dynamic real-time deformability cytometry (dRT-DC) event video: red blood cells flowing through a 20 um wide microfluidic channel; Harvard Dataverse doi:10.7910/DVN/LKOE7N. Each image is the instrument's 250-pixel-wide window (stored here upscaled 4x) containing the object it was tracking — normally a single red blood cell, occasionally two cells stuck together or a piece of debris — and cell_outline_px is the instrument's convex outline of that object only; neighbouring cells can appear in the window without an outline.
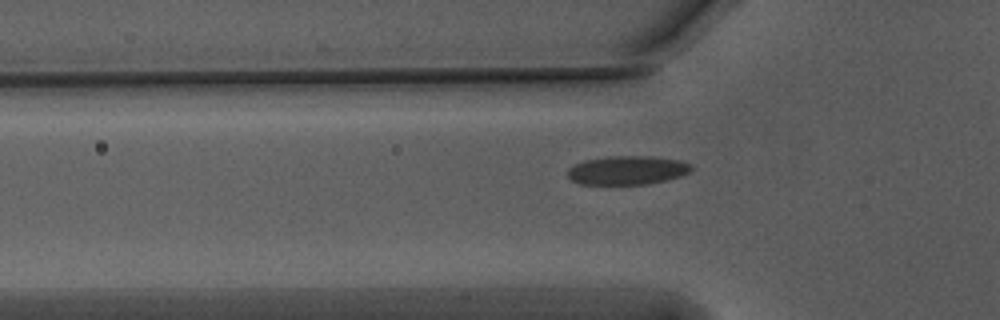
{"species": "Egyptian fruit bat (a non-hibernating species)", "species_latin": "Rousettus aegyptiacus", "temperature_condition": "warm", "stored_images_in_passage": 42, "camera_frame_rate_fps": 3000, "um_per_image_px": 0.085, "animal": {"sex": "male"}, "frame": {"image": 1, "passage_image": 12, "time_ms": 3.667, "image_size_px": [1000, 320], "cell_outline_px": [[692, 168], [688, 172], [680, 176], [648, 184], [580, 184], [572, 180], [568, 176], [568, 168], [584, 160], [608, 156], [652, 156], [680, 160], [692, 164]], "centroid_in_image_um": [53.32, 14.46], "position_along_channel_um": 72.5, "area_um2": 20.69}}
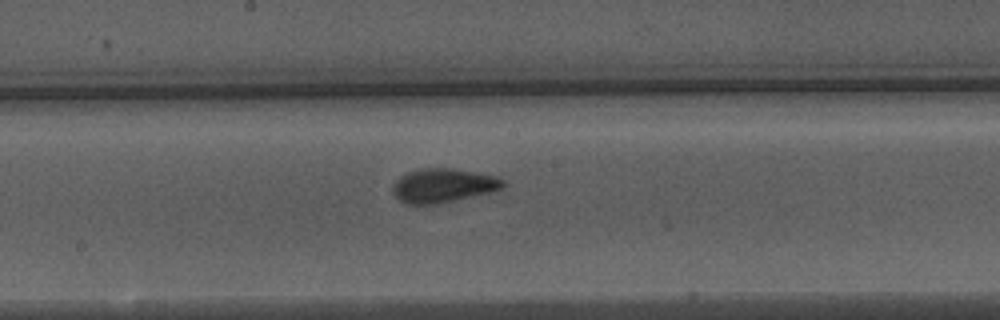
{"frame": {"image": 2, "passage_image": 23, "time_ms": 7.333, "image_size_px": [1000, 320], "cell_outline_px": [[504, 188], [492, 192], [436, 204], [408, 204], [400, 200], [396, 196], [392, 188], [396, 180], [400, 176], [408, 172], [424, 168], [452, 168], [496, 176], [504, 180]], "centroid_in_image_um": [37.69, 15.76], "position_along_channel_um": 210.5, "area_um2": 21.68}}
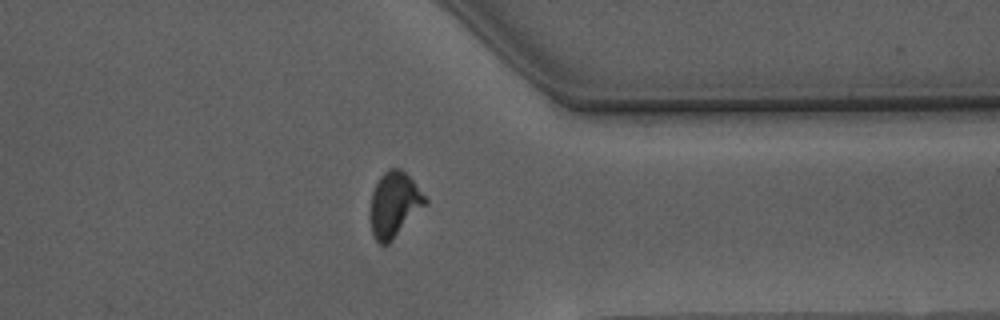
{"frame": {"image": 3, "passage_image": 37, "time_ms": 12.0, "image_size_px": [1000, 320], "cell_outline_px": [[428, 204], [388, 244], [380, 244], [372, 236], [368, 216], [368, 208], [372, 192], [380, 176], [388, 168], [400, 168], [416, 184], [428, 200]], "centroid_in_image_um": [33.48, 17.4], "position_along_channel_um": 377.9, "area_um2": 21.33}, "authors_computed_cell_mechanics": {"area_um2": 21.0392, "velocity_mm_per_s": 3.7498, "shape_relaxation_time_tau1_ms": 5.2331, "shape_relaxation_time_tau2_ms": 0.653, "deformation_change_tau1": 0.1475, "deformation_change_tau2": 0.0757}}